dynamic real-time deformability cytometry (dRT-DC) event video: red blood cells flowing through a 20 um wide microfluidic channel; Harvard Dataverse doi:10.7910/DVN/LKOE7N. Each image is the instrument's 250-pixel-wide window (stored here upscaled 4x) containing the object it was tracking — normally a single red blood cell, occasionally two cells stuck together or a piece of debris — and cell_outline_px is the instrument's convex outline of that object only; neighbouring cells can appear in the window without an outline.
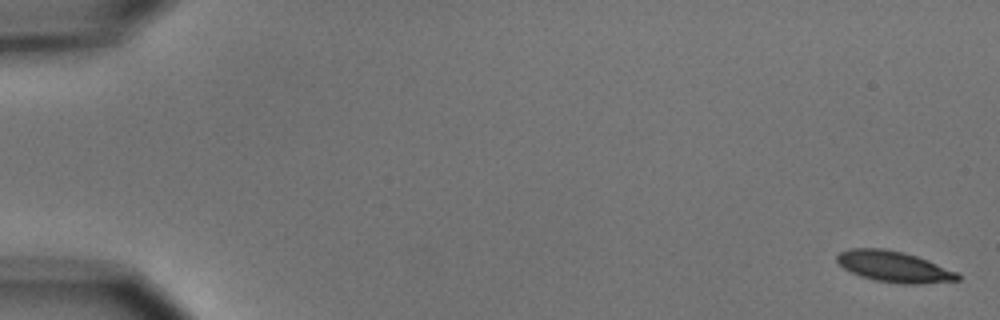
{"species": "common noctule bat (a hibernating species)", "species_latin": "Nyctalus noctula", "temperature_condition": "cold", "stored_images_in_passage": 5, "camera_frame_rate_fps": 3000, "um_per_image_px": 0.085, "animal": {"sex": "male", "body_mass_g": 15.6}, "frame": {"image": 1, "passage_image": 1, "time_ms": 0.0, "image_size_px": [1000, 320], "cell_outline_px": [[960, 280], [924, 284], [900, 284], [876, 280], [860, 276], [844, 268], [836, 260], [836, 256], [840, 252], [848, 248], [884, 248], [904, 252], [928, 260], [956, 272], [960, 276]], "centroid_in_image_um": [75.98, 22.66], "position_along_channel_um": 9.0, "area_um2": 21.79}}
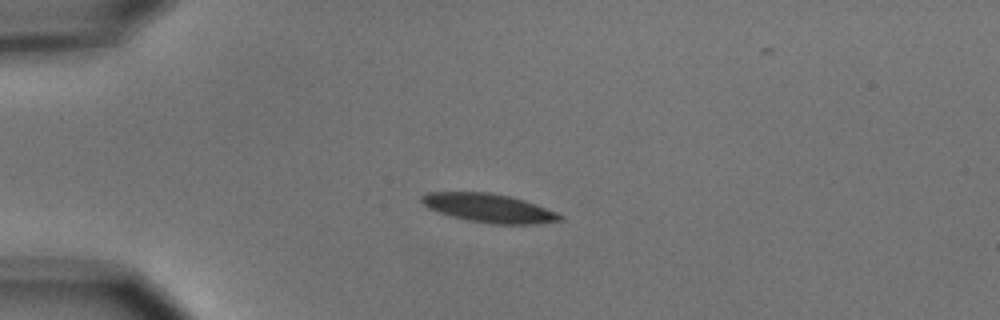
{"frame": {"image": 2, "passage_image": 4, "time_ms": 4.333, "image_size_px": [1000, 320], "cell_outline_px": [[564, 220], [536, 224], [488, 224], [468, 220], [452, 216], [428, 208], [420, 200], [420, 196], [428, 192], [488, 192], [508, 196], [524, 200], [536, 204], [556, 212], [564, 216]], "centroid_in_image_um": [41.58, 17.69], "position_along_channel_um": 43.4, "area_um2": 23.12}}